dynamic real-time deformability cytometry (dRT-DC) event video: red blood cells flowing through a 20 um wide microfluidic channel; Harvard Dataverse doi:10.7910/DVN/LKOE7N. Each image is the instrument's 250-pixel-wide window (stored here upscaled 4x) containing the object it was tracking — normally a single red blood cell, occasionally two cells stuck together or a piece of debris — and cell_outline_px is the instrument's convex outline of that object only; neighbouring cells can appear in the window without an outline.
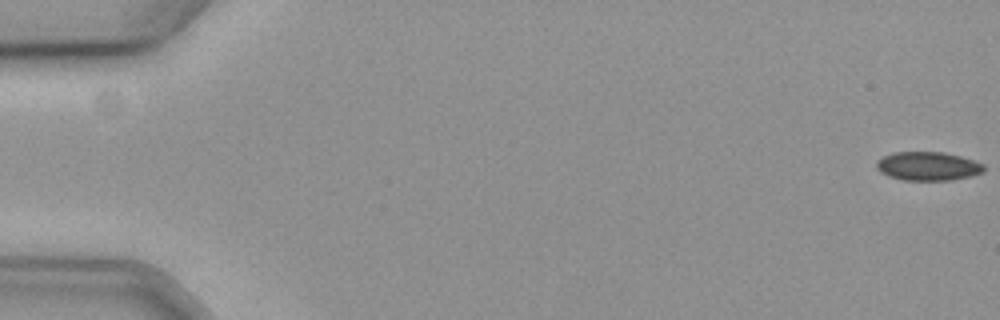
{"species": "common noctule bat (a hibernating species)", "species_latin": "Nyctalus noctula", "temperature_condition": "cold", "stored_images_in_passage": 59, "camera_frame_rate_fps": 3000, "um_per_image_px": 0.085, "animal": {"sex": "female", "body_mass_g": 19.3, "forearm_length_mm": 54.1}, "frame": {"image": 1, "passage_image": 1, "time_ms": 0.0, "image_size_px": [1000, 320], "cell_outline_px": [[984, 172], [972, 176], [952, 180], [904, 180], [888, 176], [880, 172], [876, 168], [876, 160], [892, 152], [944, 152], [960, 156], [984, 164]], "centroid_in_image_um": [78.86, 14.12], "position_along_channel_um": 6.1, "area_um2": 18.09}}
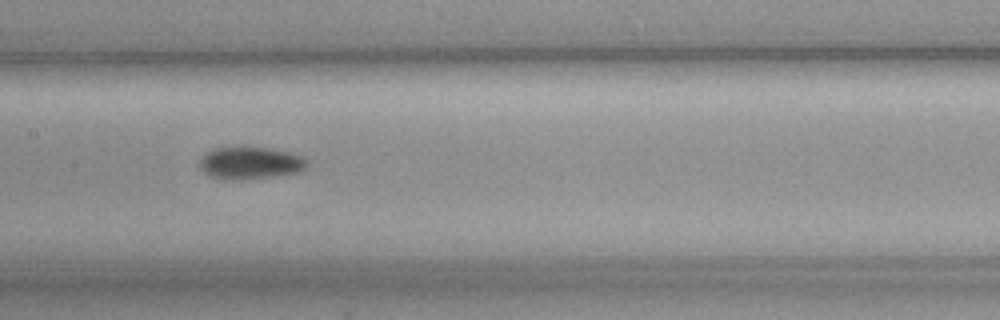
{"frame": {"image": 2, "passage_image": 30, "time_ms": 9.667, "image_size_px": [1000, 320], "cell_outline_px": [[308, 164], [304, 168], [296, 172], [276, 176], [244, 180], [232, 180], [208, 176], [200, 168], [200, 160], [212, 148], [268, 148], [288, 152], [304, 156]], "centroid_in_image_um": [21.27, 13.87], "position_along_channel_um": 186.1, "area_um2": 20.0}}
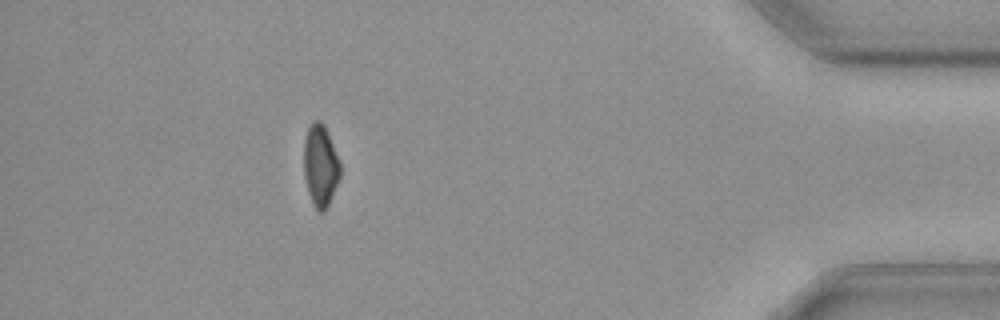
{"frame": {"image": 3, "passage_image": 53, "time_ms": 17.333, "image_size_px": [1000, 320], "cell_outline_px": [[340, 176], [328, 204], [324, 212], [320, 212], [312, 204], [308, 192], [304, 176], [304, 140], [308, 128], [312, 120], [320, 120], [324, 124], [340, 160]], "centroid_in_image_um": [27.23, 14.04], "position_along_channel_um": 408.0, "area_um2": 17.34}, "authors_computed_cell_mechanics": {"area_um2": 18.6116, "velocity_mm_per_s": 3.6066, "shape_relaxation_time_tau1_ms": 1.9985, "shape_relaxation_time_tau2_ms": null, "deformation_change_tau1": 0.0529, "deformation_change_tau2": null}}